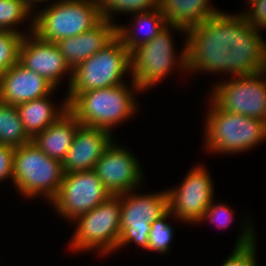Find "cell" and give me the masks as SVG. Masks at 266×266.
<instances>
[{
    "label": "cell",
    "mask_w": 266,
    "mask_h": 266,
    "mask_svg": "<svg viewBox=\"0 0 266 266\" xmlns=\"http://www.w3.org/2000/svg\"><path fill=\"white\" fill-rule=\"evenodd\" d=\"M170 215H172V213L168 210L164 215L151 223L148 250H154L162 254L169 251L170 242L174 235L171 225L165 220L170 217Z\"/></svg>",
    "instance_id": "4316f807"
},
{
    "label": "cell",
    "mask_w": 266,
    "mask_h": 266,
    "mask_svg": "<svg viewBox=\"0 0 266 266\" xmlns=\"http://www.w3.org/2000/svg\"><path fill=\"white\" fill-rule=\"evenodd\" d=\"M184 32L187 36L179 59L175 56L171 29ZM205 49L184 28L167 24L157 36L130 52L132 90H146L162 80L178 64L184 71L201 70ZM177 63V64H176ZM134 88V89H133Z\"/></svg>",
    "instance_id": "7a4b0ae2"
},
{
    "label": "cell",
    "mask_w": 266,
    "mask_h": 266,
    "mask_svg": "<svg viewBox=\"0 0 266 266\" xmlns=\"http://www.w3.org/2000/svg\"><path fill=\"white\" fill-rule=\"evenodd\" d=\"M25 35L0 31V76L19 62V52Z\"/></svg>",
    "instance_id": "484cf974"
},
{
    "label": "cell",
    "mask_w": 266,
    "mask_h": 266,
    "mask_svg": "<svg viewBox=\"0 0 266 266\" xmlns=\"http://www.w3.org/2000/svg\"><path fill=\"white\" fill-rule=\"evenodd\" d=\"M111 138L107 130L80 125L62 162L64 174L94 170Z\"/></svg>",
    "instance_id": "2e32d148"
},
{
    "label": "cell",
    "mask_w": 266,
    "mask_h": 266,
    "mask_svg": "<svg viewBox=\"0 0 266 266\" xmlns=\"http://www.w3.org/2000/svg\"><path fill=\"white\" fill-rule=\"evenodd\" d=\"M15 148L0 145V182L5 178H11L13 174Z\"/></svg>",
    "instance_id": "f1b7e54d"
},
{
    "label": "cell",
    "mask_w": 266,
    "mask_h": 266,
    "mask_svg": "<svg viewBox=\"0 0 266 266\" xmlns=\"http://www.w3.org/2000/svg\"><path fill=\"white\" fill-rule=\"evenodd\" d=\"M210 0H159L166 23L184 28L205 49H224L229 31L226 13L209 5Z\"/></svg>",
    "instance_id": "277c9868"
},
{
    "label": "cell",
    "mask_w": 266,
    "mask_h": 266,
    "mask_svg": "<svg viewBox=\"0 0 266 266\" xmlns=\"http://www.w3.org/2000/svg\"><path fill=\"white\" fill-rule=\"evenodd\" d=\"M63 177L62 162L47 156L32 141L15 148L12 182L25 198L43 194L51 202Z\"/></svg>",
    "instance_id": "52a82bcc"
},
{
    "label": "cell",
    "mask_w": 266,
    "mask_h": 266,
    "mask_svg": "<svg viewBox=\"0 0 266 266\" xmlns=\"http://www.w3.org/2000/svg\"><path fill=\"white\" fill-rule=\"evenodd\" d=\"M206 168L198 165L186 175L179 187L168 189L169 211L184 222L200 223L213 201V182Z\"/></svg>",
    "instance_id": "7c38bea8"
},
{
    "label": "cell",
    "mask_w": 266,
    "mask_h": 266,
    "mask_svg": "<svg viewBox=\"0 0 266 266\" xmlns=\"http://www.w3.org/2000/svg\"><path fill=\"white\" fill-rule=\"evenodd\" d=\"M48 97H40L16 106L25 132L31 139L68 111L66 97L62 107L58 108L60 110L54 108Z\"/></svg>",
    "instance_id": "ffe728a7"
},
{
    "label": "cell",
    "mask_w": 266,
    "mask_h": 266,
    "mask_svg": "<svg viewBox=\"0 0 266 266\" xmlns=\"http://www.w3.org/2000/svg\"><path fill=\"white\" fill-rule=\"evenodd\" d=\"M30 33L28 36L25 34L22 40L19 63L44 77L55 88L61 82V76L70 72L69 87L72 80V68L64 59L57 44L42 40L33 32Z\"/></svg>",
    "instance_id": "5bb4252c"
},
{
    "label": "cell",
    "mask_w": 266,
    "mask_h": 266,
    "mask_svg": "<svg viewBox=\"0 0 266 266\" xmlns=\"http://www.w3.org/2000/svg\"><path fill=\"white\" fill-rule=\"evenodd\" d=\"M102 20L111 22L112 13H140L159 8V0H99Z\"/></svg>",
    "instance_id": "cb8c5ba5"
},
{
    "label": "cell",
    "mask_w": 266,
    "mask_h": 266,
    "mask_svg": "<svg viewBox=\"0 0 266 266\" xmlns=\"http://www.w3.org/2000/svg\"><path fill=\"white\" fill-rule=\"evenodd\" d=\"M55 2L38 11L30 23V31L42 40L56 43L89 31L102 21L99 0Z\"/></svg>",
    "instance_id": "5b68a950"
},
{
    "label": "cell",
    "mask_w": 266,
    "mask_h": 266,
    "mask_svg": "<svg viewBox=\"0 0 266 266\" xmlns=\"http://www.w3.org/2000/svg\"><path fill=\"white\" fill-rule=\"evenodd\" d=\"M244 226L234 251L220 266H257L255 233L252 226Z\"/></svg>",
    "instance_id": "603a6c76"
},
{
    "label": "cell",
    "mask_w": 266,
    "mask_h": 266,
    "mask_svg": "<svg viewBox=\"0 0 266 266\" xmlns=\"http://www.w3.org/2000/svg\"><path fill=\"white\" fill-rule=\"evenodd\" d=\"M120 195L110 196L91 211L74 220L78 221L70 248L75 251L97 248L100 254L114 252L120 237Z\"/></svg>",
    "instance_id": "9c48e42d"
},
{
    "label": "cell",
    "mask_w": 266,
    "mask_h": 266,
    "mask_svg": "<svg viewBox=\"0 0 266 266\" xmlns=\"http://www.w3.org/2000/svg\"><path fill=\"white\" fill-rule=\"evenodd\" d=\"M80 125L67 111L56 122L35 135L31 141L47 156L63 162Z\"/></svg>",
    "instance_id": "d6986e66"
},
{
    "label": "cell",
    "mask_w": 266,
    "mask_h": 266,
    "mask_svg": "<svg viewBox=\"0 0 266 266\" xmlns=\"http://www.w3.org/2000/svg\"><path fill=\"white\" fill-rule=\"evenodd\" d=\"M127 70H131L130 52L116 35L100 51L72 70L67 94L121 85Z\"/></svg>",
    "instance_id": "ba28073f"
},
{
    "label": "cell",
    "mask_w": 266,
    "mask_h": 266,
    "mask_svg": "<svg viewBox=\"0 0 266 266\" xmlns=\"http://www.w3.org/2000/svg\"><path fill=\"white\" fill-rule=\"evenodd\" d=\"M213 202L214 200L205 210L200 222L209 219V222L216 223L221 229L227 227L232 221L233 211L229 209L230 206L227 207L226 205H223V203L215 204Z\"/></svg>",
    "instance_id": "83f0119b"
},
{
    "label": "cell",
    "mask_w": 266,
    "mask_h": 266,
    "mask_svg": "<svg viewBox=\"0 0 266 266\" xmlns=\"http://www.w3.org/2000/svg\"><path fill=\"white\" fill-rule=\"evenodd\" d=\"M133 191L120 195V237L116 249L130 242L148 249L151 223L169 210L167 191L151 195H135Z\"/></svg>",
    "instance_id": "30bf717a"
},
{
    "label": "cell",
    "mask_w": 266,
    "mask_h": 266,
    "mask_svg": "<svg viewBox=\"0 0 266 266\" xmlns=\"http://www.w3.org/2000/svg\"><path fill=\"white\" fill-rule=\"evenodd\" d=\"M266 66V44L252 52Z\"/></svg>",
    "instance_id": "f546056e"
},
{
    "label": "cell",
    "mask_w": 266,
    "mask_h": 266,
    "mask_svg": "<svg viewBox=\"0 0 266 266\" xmlns=\"http://www.w3.org/2000/svg\"><path fill=\"white\" fill-rule=\"evenodd\" d=\"M110 196L94 170L80 171L64 174L59 191L51 203L58 214L74 221Z\"/></svg>",
    "instance_id": "8fae6325"
},
{
    "label": "cell",
    "mask_w": 266,
    "mask_h": 266,
    "mask_svg": "<svg viewBox=\"0 0 266 266\" xmlns=\"http://www.w3.org/2000/svg\"><path fill=\"white\" fill-rule=\"evenodd\" d=\"M201 70L234 75L213 88L210 100L220 109L266 121V66L252 52L207 50Z\"/></svg>",
    "instance_id": "6da1fadb"
},
{
    "label": "cell",
    "mask_w": 266,
    "mask_h": 266,
    "mask_svg": "<svg viewBox=\"0 0 266 266\" xmlns=\"http://www.w3.org/2000/svg\"><path fill=\"white\" fill-rule=\"evenodd\" d=\"M56 88L44 77L19 62L0 76V101L18 105L51 95Z\"/></svg>",
    "instance_id": "e0dca14e"
},
{
    "label": "cell",
    "mask_w": 266,
    "mask_h": 266,
    "mask_svg": "<svg viewBox=\"0 0 266 266\" xmlns=\"http://www.w3.org/2000/svg\"><path fill=\"white\" fill-rule=\"evenodd\" d=\"M133 15H136L134 17V21L137 24H134V26H137L135 32L133 29H129V27L127 28L120 25H117L116 27V35L121 39L123 45L129 52L133 51L138 46L151 41L167 25L160 8L135 13ZM142 31L144 32V35L142 34L139 38ZM137 32H139L140 35H137Z\"/></svg>",
    "instance_id": "44dd1931"
},
{
    "label": "cell",
    "mask_w": 266,
    "mask_h": 266,
    "mask_svg": "<svg viewBox=\"0 0 266 266\" xmlns=\"http://www.w3.org/2000/svg\"><path fill=\"white\" fill-rule=\"evenodd\" d=\"M206 118V147L219 153H238L266 139V121L220 109L212 100Z\"/></svg>",
    "instance_id": "8992f818"
},
{
    "label": "cell",
    "mask_w": 266,
    "mask_h": 266,
    "mask_svg": "<svg viewBox=\"0 0 266 266\" xmlns=\"http://www.w3.org/2000/svg\"><path fill=\"white\" fill-rule=\"evenodd\" d=\"M44 1H49V0H26L28 7L32 10L33 5L37 2H44ZM33 2V3H32Z\"/></svg>",
    "instance_id": "4dcf8cb0"
},
{
    "label": "cell",
    "mask_w": 266,
    "mask_h": 266,
    "mask_svg": "<svg viewBox=\"0 0 266 266\" xmlns=\"http://www.w3.org/2000/svg\"><path fill=\"white\" fill-rule=\"evenodd\" d=\"M248 4H251L252 2H254L255 0H246Z\"/></svg>",
    "instance_id": "1f68e13d"
},
{
    "label": "cell",
    "mask_w": 266,
    "mask_h": 266,
    "mask_svg": "<svg viewBox=\"0 0 266 266\" xmlns=\"http://www.w3.org/2000/svg\"><path fill=\"white\" fill-rule=\"evenodd\" d=\"M139 162L132 152L112 142L97 161L94 171L111 196L134 190L143 179Z\"/></svg>",
    "instance_id": "4fadbf2b"
},
{
    "label": "cell",
    "mask_w": 266,
    "mask_h": 266,
    "mask_svg": "<svg viewBox=\"0 0 266 266\" xmlns=\"http://www.w3.org/2000/svg\"><path fill=\"white\" fill-rule=\"evenodd\" d=\"M30 12L34 11L28 7L26 0H0V31L18 32L25 35L19 32V29L14 28L33 14Z\"/></svg>",
    "instance_id": "d4e9b609"
},
{
    "label": "cell",
    "mask_w": 266,
    "mask_h": 266,
    "mask_svg": "<svg viewBox=\"0 0 266 266\" xmlns=\"http://www.w3.org/2000/svg\"><path fill=\"white\" fill-rule=\"evenodd\" d=\"M248 13L226 14L229 31L224 50L227 52H253L266 44L259 34L260 28H266V0H255Z\"/></svg>",
    "instance_id": "9a60e30c"
},
{
    "label": "cell",
    "mask_w": 266,
    "mask_h": 266,
    "mask_svg": "<svg viewBox=\"0 0 266 266\" xmlns=\"http://www.w3.org/2000/svg\"><path fill=\"white\" fill-rule=\"evenodd\" d=\"M125 84L68 94V111L81 125L112 132L113 127L137 111L133 91Z\"/></svg>",
    "instance_id": "3957f363"
},
{
    "label": "cell",
    "mask_w": 266,
    "mask_h": 266,
    "mask_svg": "<svg viewBox=\"0 0 266 266\" xmlns=\"http://www.w3.org/2000/svg\"><path fill=\"white\" fill-rule=\"evenodd\" d=\"M116 27L114 22L102 20L91 30L61 39L56 44L73 70L107 45L116 36Z\"/></svg>",
    "instance_id": "ac0fdd59"
},
{
    "label": "cell",
    "mask_w": 266,
    "mask_h": 266,
    "mask_svg": "<svg viewBox=\"0 0 266 266\" xmlns=\"http://www.w3.org/2000/svg\"><path fill=\"white\" fill-rule=\"evenodd\" d=\"M29 142L16 105L0 101V145L18 148Z\"/></svg>",
    "instance_id": "7402d4cb"
}]
</instances>
